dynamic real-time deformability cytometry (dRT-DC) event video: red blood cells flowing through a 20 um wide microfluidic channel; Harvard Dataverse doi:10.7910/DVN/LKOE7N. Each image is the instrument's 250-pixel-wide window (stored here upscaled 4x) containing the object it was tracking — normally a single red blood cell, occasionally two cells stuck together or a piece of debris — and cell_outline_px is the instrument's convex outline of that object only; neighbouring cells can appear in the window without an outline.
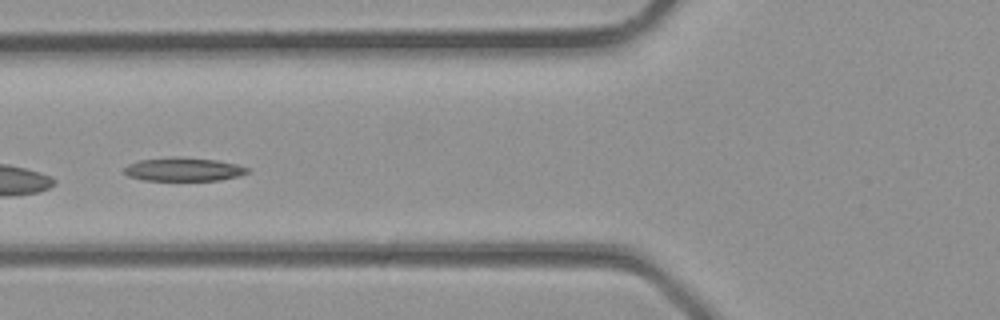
{"species": "common noctule bat (a hibernating species)", "species_latin": "Nyctalus noctula", "temperature_condition": "room temperature", "stored_images_in_passage": 3, "camera_frame_rate_fps": 3000, "um_per_image_px": 0.085, "animal": {"sex": "male", "body_mass_g": 23.1, "forearm_length_mm": 52.7}, "frame": {"image": 1, "passage_image": 3, "time_ms": 0.667, "image_size_px": [1000, 320], "cell_outline_px": [[252, 168], [248, 172], [240, 176], [220, 180], [144, 180], [128, 176], [124, 172], [124, 168], [128, 164], [140, 160], [172, 156], [180, 156], [216, 160], [236, 164]], "centroid_in_image_um": [15.63, 14.38], "position_along_channel_um": 110.2, "area_um2": 17.05}}